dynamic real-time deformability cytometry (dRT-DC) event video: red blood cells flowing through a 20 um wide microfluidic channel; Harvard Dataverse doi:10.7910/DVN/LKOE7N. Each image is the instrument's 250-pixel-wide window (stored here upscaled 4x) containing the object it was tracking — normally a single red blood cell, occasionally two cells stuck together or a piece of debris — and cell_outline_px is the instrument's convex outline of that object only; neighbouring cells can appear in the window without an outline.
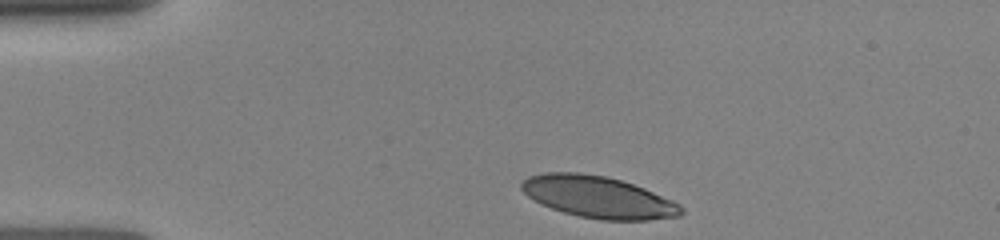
{"species": "human", "species_latin": "Homo sapiens", "temperature_condition": "room temperature", "stored_images_in_passage": 6, "camera_frame_rate_fps": 3000, "um_per_image_px": 0.085, "donor": {"sex": "female"}, "frame": {"image": 1, "passage_image": 1, "time_ms": 0.0, "image_size_px": [1000, 240], "cell_outline_px": [[684, 212], [680, 216], [648, 220], [600, 220], [580, 216], [564, 212], [540, 204], [528, 196], [520, 188], [520, 184], [528, 176], [544, 172], [580, 172], [604, 176], [620, 180], [644, 188], [672, 200], [680, 204], [684, 208]], "centroid_in_image_um": [50.85, 16.75], "position_along_channel_um": 34.2, "area_um2": 38.84}}
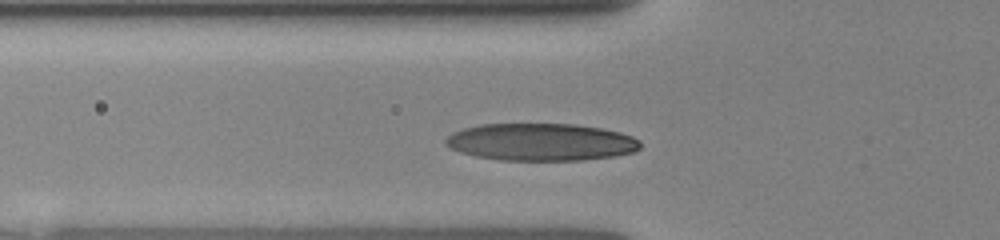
{"frame": {"image": 2, "passage_image": 5, "time_ms": 2.333, "image_size_px": [1000, 240], "cell_outline_px": [[640, 148], [636, 152], [616, 156], [580, 160], [500, 160], [476, 156], [460, 152], [448, 148], [444, 144], [444, 140], [452, 132], [464, 128], [480, 124], [576, 124], [600, 128], [620, 132], [632, 136], [640, 140]], "centroid_in_image_um": [45.98, 12.07], "position_along_channel_um": 79.8, "area_um2": 42.66}}